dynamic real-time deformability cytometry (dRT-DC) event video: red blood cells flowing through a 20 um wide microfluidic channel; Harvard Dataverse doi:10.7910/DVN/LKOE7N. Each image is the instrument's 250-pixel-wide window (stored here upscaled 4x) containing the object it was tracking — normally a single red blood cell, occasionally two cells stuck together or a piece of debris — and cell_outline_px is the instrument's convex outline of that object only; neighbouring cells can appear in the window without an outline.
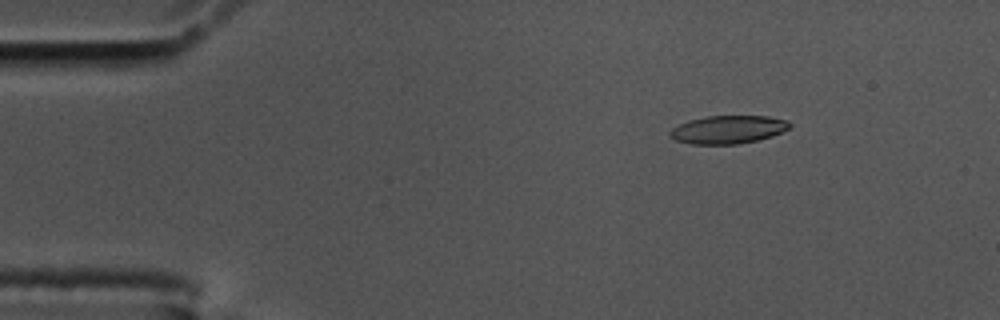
{"species": "common noctule bat (a hibernating species)", "species_latin": "Nyctalus noctula", "temperature_condition": "cold", "stored_images_in_passage": 14, "camera_frame_rate_fps": 3000, "um_per_image_px": 0.085, "animal": {"sex": "male", "body_mass_g": 17.5, "forearm_length_mm": 52.3}, "frame": {"image": 1, "passage_image": 1, "time_ms": 0.0, "image_size_px": [1000, 320], "cell_outline_px": [[792, 124], [788, 128], [772, 136], [756, 140], [736, 144], [692, 144], [676, 140], [668, 136], [668, 132], [672, 128], [688, 120], [708, 116], [768, 116], [788, 120]], "centroid_in_image_um": [61.86, 11.01], "position_along_channel_um": 23.1, "area_um2": 19.54}}
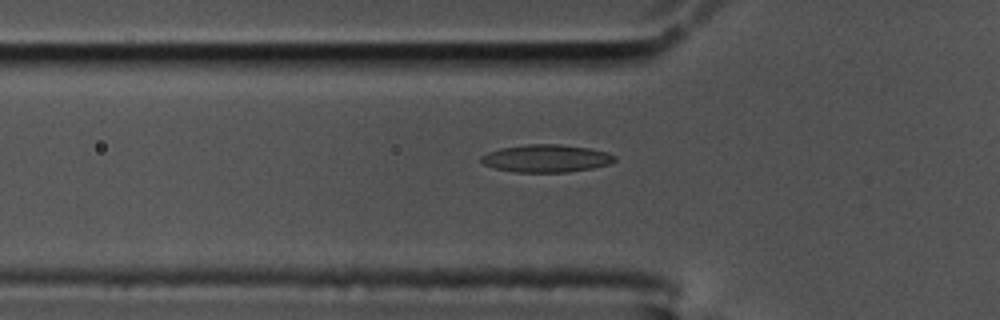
{"frame": {"image": 2, "passage_image": 12, "time_ms": 3.667, "image_size_px": [1000, 320], "cell_outline_px": [[616, 160], [612, 164], [592, 168], [568, 172], [516, 172], [496, 168], [484, 164], [480, 160], [480, 156], [488, 152], [500, 148], [528, 144], [560, 144], [588, 148], [608, 152], [616, 156]], "centroid_in_image_um": [46.46, 13.46], "position_along_channel_um": 79.3, "area_um2": 21.56}}